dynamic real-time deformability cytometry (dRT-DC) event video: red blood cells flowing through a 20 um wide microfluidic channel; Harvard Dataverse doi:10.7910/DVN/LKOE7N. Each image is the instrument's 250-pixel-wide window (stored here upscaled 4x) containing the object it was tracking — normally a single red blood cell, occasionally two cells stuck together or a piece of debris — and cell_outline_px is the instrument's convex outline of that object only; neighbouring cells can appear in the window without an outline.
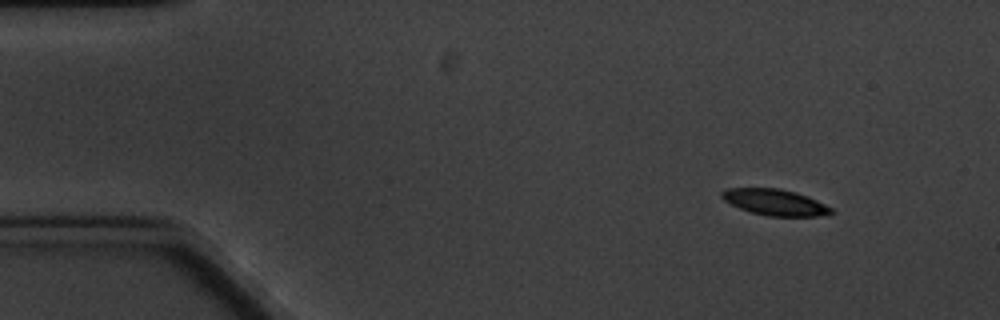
{"species": "common noctule bat (a hibernating species)", "species_latin": "Nyctalus noctula", "temperature_condition": "cold", "stored_images_in_passage": 4, "camera_frame_rate_fps": 3000, "um_per_image_px": 0.085, "animal": {"sex": "male", "body_mass_g": 20.1, "forearm_length_mm": 53.5}, "frame": {"image": 1, "passage_image": 1, "time_ms": 0.0, "image_size_px": [1000, 320], "cell_outline_px": [[832, 212], [816, 216], [768, 216], [752, 212], [740, 208], [724, 200], [720, 196], [720, 192], [724, 188], [780, 188], [796, 192], [808, 196], [832, 208]], "centroid_in_image_um": [65.83, 17.17], "position_along_channel_um": 19.2, "area_um2": 16.53}}
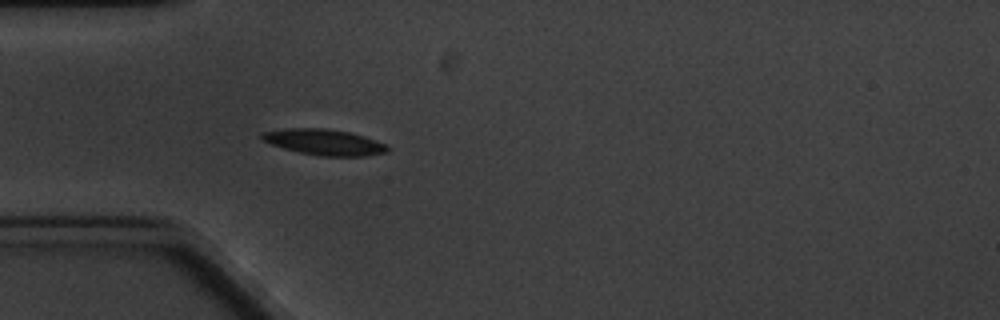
{"frame": {"image": 2, "passage_image": 4, "time_ms": 3.667, "image_size_px": [1000, 320], "cell_outline_px": [[392, 148], [388, 152], [368, 156], [320, 156], [300, 152], [284, 148], [272, 144], [264, 140], [260, 136], [260, 132], [288, 128], [324, 128], [348, 132], [364, 136], [384, 144]], "centroid_in_image_um": [27.58, 12.08], "position_along_channel_um": 57.4, "area_um2": 18.84}}